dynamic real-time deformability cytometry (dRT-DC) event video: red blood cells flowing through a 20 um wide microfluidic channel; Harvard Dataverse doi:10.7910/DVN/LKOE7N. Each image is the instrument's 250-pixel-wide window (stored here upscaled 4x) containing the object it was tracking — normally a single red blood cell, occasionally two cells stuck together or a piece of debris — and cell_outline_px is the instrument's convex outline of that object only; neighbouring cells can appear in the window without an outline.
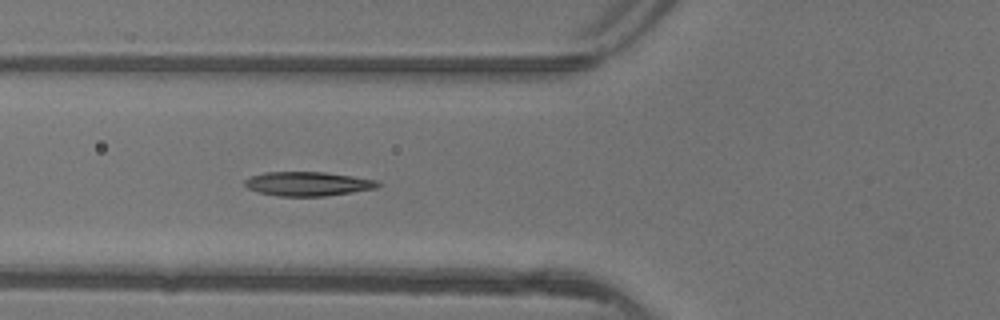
{"species": "common noctule bat (a hibernating species)", "species_latin": "Nyctalus noctula", "temperature_condition": "warm", "stored_images_in_passage": 7, "camera_frame_rate_fps": 3000, "um_per_image_px": 0.085, "animal": {"sex": "female"}, "frame": {"image": 1, "passage_image": 6, "time_ms": 1.667, "image_size_px": [1000, 320], "cell_outline_px": [[380, 184], [376, 188], [352, 192], [324, 196], [276, 196], [256, 192], [248, 188], [244, 184], [244, 180], [252, 176], [264, 172], [324, 172], [352, 176], [376, 180]], "centroid_in_image_um": [26.12, 15.63], "position_along_channel_um": 99.7, "area_um2": 18.67}}